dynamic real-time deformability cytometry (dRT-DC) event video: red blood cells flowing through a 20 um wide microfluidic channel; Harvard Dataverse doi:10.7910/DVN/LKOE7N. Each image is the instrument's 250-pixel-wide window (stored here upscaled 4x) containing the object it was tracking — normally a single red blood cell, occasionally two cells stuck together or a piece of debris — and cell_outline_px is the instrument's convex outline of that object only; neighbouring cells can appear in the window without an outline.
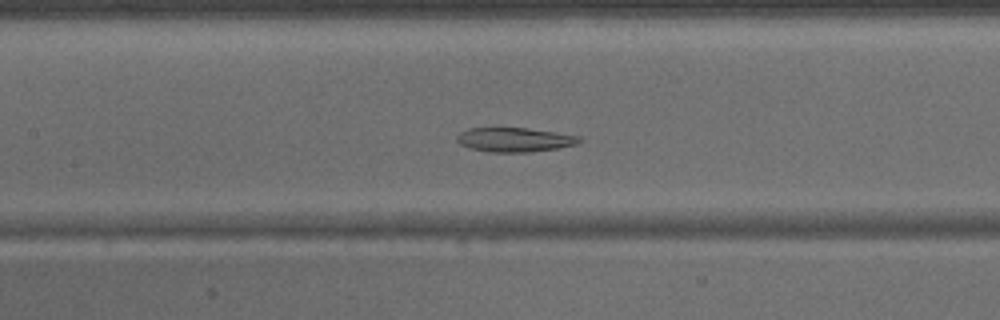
{"species": "common noctule bat (a hibernating species)", "species_latin": "Nyctalus noctula", "temperature_condition": "warm", "stored_images_in_passage": 32, "camera_frame_rate_fps": 3000, "um_per_image_px": 0.085, "animal": {"sex": "male", "body_mass_g": 15.6}, "frame": {"image": 1, "passage_image": 8, "time_ms": 2.333, "image_size_px": [1000, 320], "cell_outline_px": [[580, 140], [576, 144], [556, 148], [528, 152], [492, 152], [472, 148], [460, 144], [456, 140], [456, 136], [460, 132], [468, 128], [528, 128], [556, 132], [580, 136]], "centroid_in_image_um": [43.71, 11.86], "position_along_channel_um": 163.7, "area_um2": 17.11}}
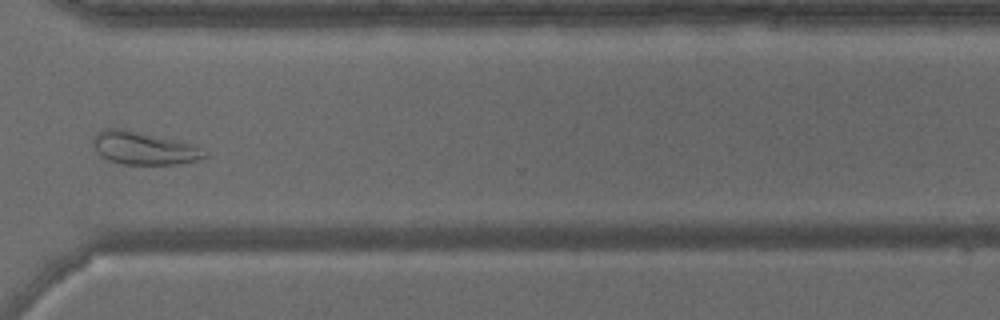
{"frame": {"image": 2, "passage_image": 21, "time_ms": 6.667, "image_size_px": [1000, 320], "cell_outline_px": [[208, 156], [196, 160], [176, 164], [120, 164], [108, 160], [100, 156], [92, 144], [92, 140], [96, 132], [104, 128], [120, 128], [176, 140], [192, 144]], "centroid_in_image_um": [12.12, 12.59], "position_along_channel_um": 358.5, "area_um2": 21.1}}
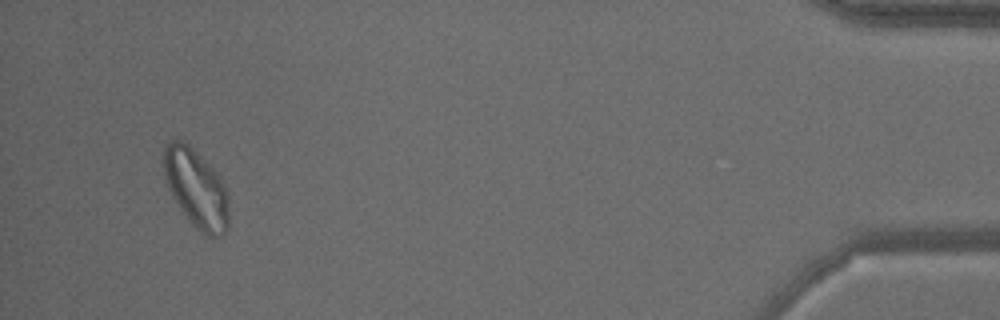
{"frame": {"image": 3, "passage_image": 30, "time_ms": 9.667, "image_size_px": [1000, 320], "cell_outline_px": [[228, 228], [220, 236], [208, 236], [200, 232], [188, 220], [172, 196], [168, 188], [160, 164], [164, 148], [172, 140], [180, 140], [188, 144], [220, 176], [228, 192]], "centroid_in_image_um": [16.65, 16.01], "position_along_channel_um": 418.5, "area_um2": 30.0}}